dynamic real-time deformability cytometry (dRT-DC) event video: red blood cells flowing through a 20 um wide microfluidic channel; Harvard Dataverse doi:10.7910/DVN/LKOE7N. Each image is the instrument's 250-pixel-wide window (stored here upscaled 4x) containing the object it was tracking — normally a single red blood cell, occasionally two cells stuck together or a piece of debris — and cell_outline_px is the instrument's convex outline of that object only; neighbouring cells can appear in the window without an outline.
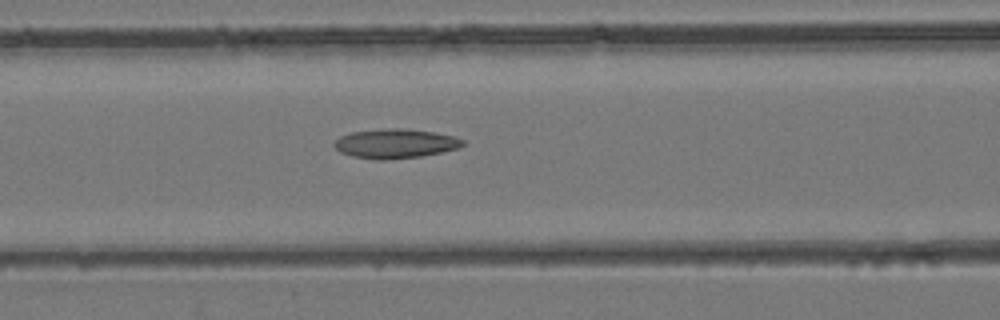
{"species": "common noctule bat (a hibernating species)", "species_latin": "Nyctalus noctula", "temperature_condition": "room temperature", "stored_images_in_passage": 24, "camera_frame_rate_fps": 3000, "um_per_image_px": 0.085, "animal": {"sex": "female", "body_mass_g": 24.6, "forearm_length_mm": 56.2}, "frame": {"image": 1, "passage_image": 5, "time_ms": 1.333, "image_size_px": [1000, 320], "cell_outline_px": [[464, 144], [456, 148], [440, 152], [420, 156], [384, 160], [376, 160], [352, 156], [340, 152], [332, 144], [340, 136], [352, 132], [384, 128], [408, 128], [456, 136], [464, 140]], "centroid_in_image_um": [33.57, 12.19], "position_along_channel_um": 133.0, "area_um2": 21.96}}
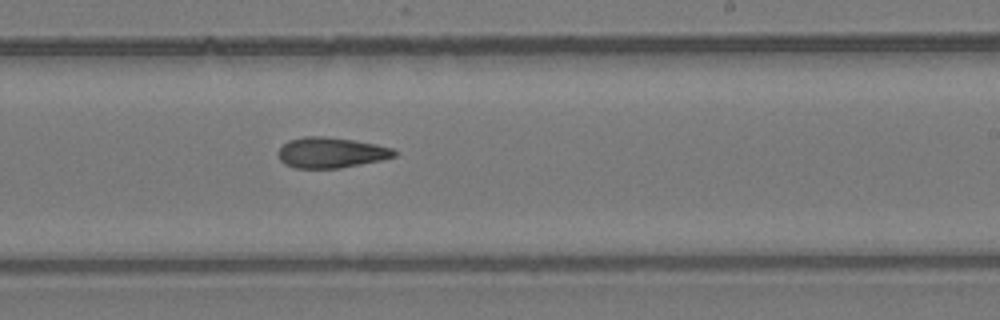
{"frame": {"image": 2, "passage_image": 13, "time_ms": 4.0, "image_size_px": [1000, 320], "cell_outline_px": [[396, 156], [380, 160], [340, 168], [296, 168], [284, 164], [280, 160], [280, 148], [288, 140], [304, 136], [324, 136], [352, 140], [376, 144], [392, 148], [396, 152]], "centroid_in_image_um": [28.13, 12.97], "position_along_channel_um": 260.9, "area_um2": 20.46}}
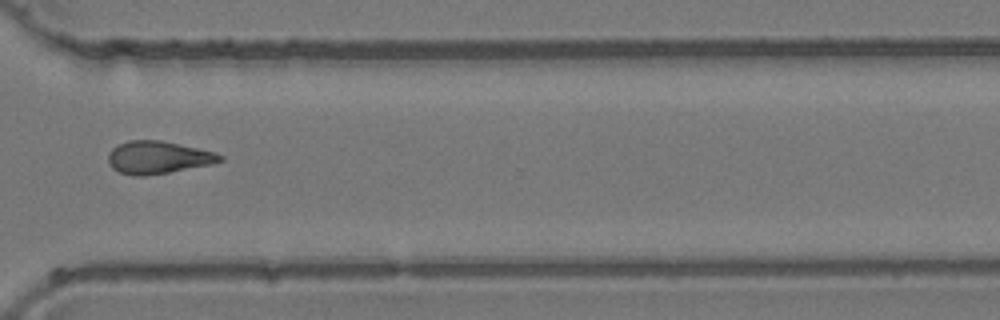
{"frame": {"image": 3, "passage_image": 19, "time_ms": 6.0, "image_size_px": [1000, 320], "cell_outline_px": [[224, 160], [212, 164], [168, 172], [144, 176], [136, 176], [120, 172], [112, 168], [108, 160], [108, 152], [112, 148], [128, 140], [160, 140], [216, 152], [224, 156]], "centroid_in_image_um": [13.44, 13.38], "position_along_channel_um": 357.2, "area_um2": 21.15}}